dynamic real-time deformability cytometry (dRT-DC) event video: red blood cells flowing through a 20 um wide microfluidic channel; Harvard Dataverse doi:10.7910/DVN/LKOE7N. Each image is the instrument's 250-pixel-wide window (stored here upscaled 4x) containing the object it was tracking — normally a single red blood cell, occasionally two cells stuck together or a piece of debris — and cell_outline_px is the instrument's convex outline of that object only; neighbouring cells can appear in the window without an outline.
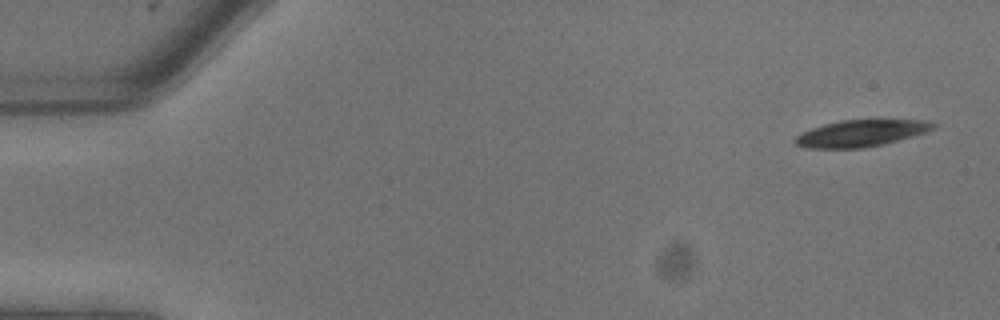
{"species": "common noctule bat (a hibernating species)", "species_latin": "Nyctalus noctula", "temperature_condition": "warm", "stored_images_in_passage": 11, "camera_frame_rate_fps": 3000, "um_per_image_px": 0.085, "animal": {"sex": "male", "body_mass_g": 13.3}, "frame": {"image": 1, "passage_image": 1, "time_ms": 0.0, "image_size_px": [1000, 320], "cell_outline_px": [[936, 124], [932, 128], [924, 132], [912, 136], [884, 144], [864, 148], [808, 148], [796, 144], [792, 140], [796, 136], [812, 128], [824, 124], [840, 120], [924, 120]], "centroid_in_image_um": [73.14, 11.33], "position_along_channel_um": 11.9, "area_um2": 21.15}}
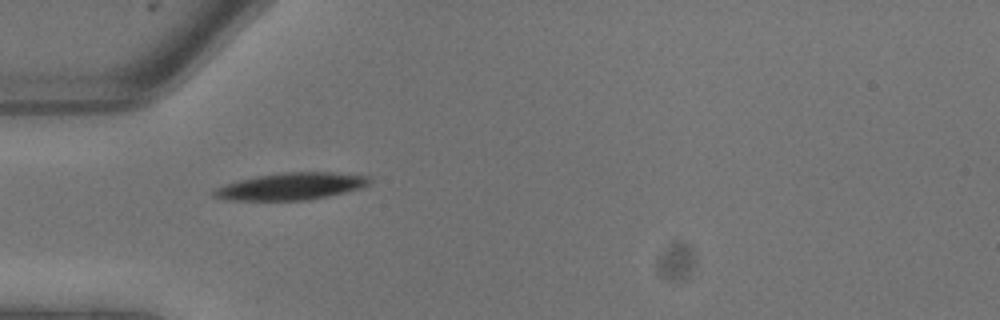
{"frame": {"image": 2, "passage_image": 7, "time_ms": 2.0, "image_size_px": [1000, 320], "cell_outline_px": [[372, 184], [360, 188], [328, 196], [308, 200], [224, 200], [212, 196], [212, 192], [216, 188], [240, 180], [260, 176], [284, 172], [332, 172], [368, 176], [372, 180]], "centroid_in_image_um": [24.78, 15.84], "position_along_channel_um": 60.2, "area_um2": 24.33}}